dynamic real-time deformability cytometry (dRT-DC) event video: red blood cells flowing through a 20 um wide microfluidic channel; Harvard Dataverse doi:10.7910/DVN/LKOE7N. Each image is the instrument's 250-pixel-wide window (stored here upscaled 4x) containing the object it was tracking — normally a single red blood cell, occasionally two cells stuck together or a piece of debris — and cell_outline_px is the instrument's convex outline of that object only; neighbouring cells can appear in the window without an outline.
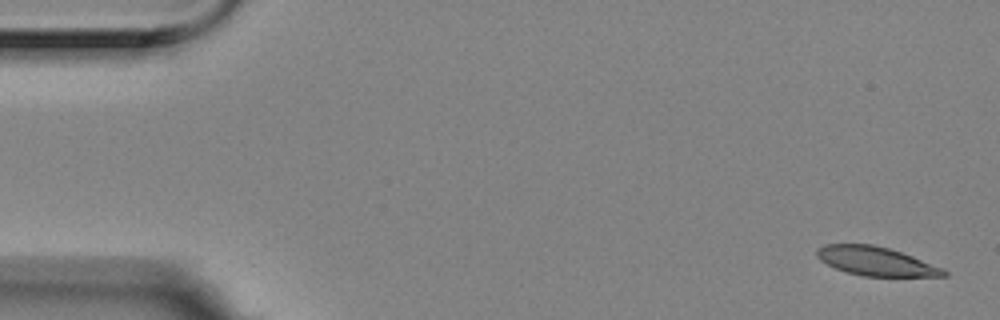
{"species": "Egyptian fruit bat (a non-hibernating species)", "species_latin": "Rousettus aegyptiacus", "temperature_condition": "room temperature", "stored_images_in_passage": 5, "camera_frame_rate_fps": 3000, "um_per_image_px": 0.085, "animal": {"sex": "female"}, "frame": {"image": 1, "passage_image": 1, "time_ms": 0.0, "image_size_px": [1000, 320], "cell_outline_px": [[948, 276], [860, 276], [836, 268], [820, 260], [816, 256], [816, 248], [824, 244], [872, 244], [888, 248], [912, 256], [944, 268], [948, 272]], "centroid_in_image_um": [74.44, 22.2], "position_along_channel_um": 10.6, "area_um2": 21.27}}
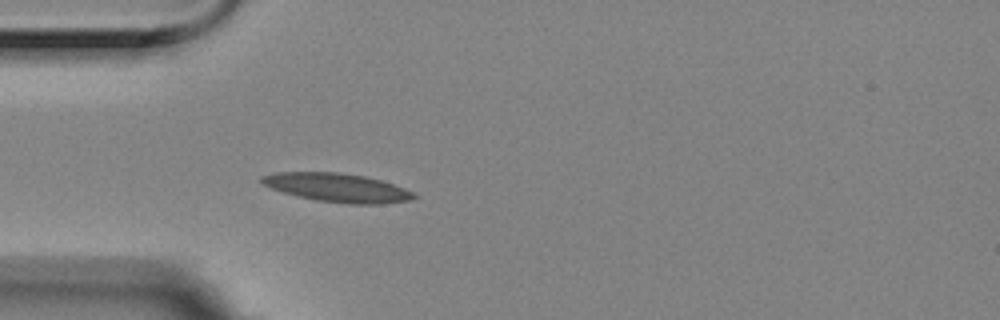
{"frame": {"image": 2, "passage_image": 5, "time_ms": 1.333, "image_size_px": [1000, 320], "cell_outline_px": [[420, 196], [408, 200], [384, 204], [348, 204], [316, 200], [296, 196], [272, 188], [264, 184], [260, 180], [260, 176], [276, 172], [340, 172], [364, 176], [380, 180], [404, 188]], "centroid_in_image_um": [28.67, 15.95], "position_along_channel_um": 56.3, "area_um2": 25.37}}